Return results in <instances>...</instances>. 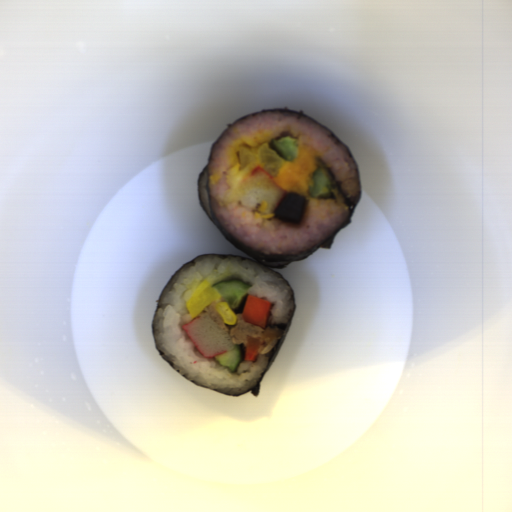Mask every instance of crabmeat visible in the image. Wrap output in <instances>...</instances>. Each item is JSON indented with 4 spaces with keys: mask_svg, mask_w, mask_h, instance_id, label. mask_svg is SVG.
<instances>
[{
    "mask_svg": "<svg viewBox=\"0 0 512 512\" xmlns=\"http://www.w3.org/2000/svg\"><path fill=\"white\" fill-rule=\"evenodd\" d=\"M286 193L259 165L250 170L237 184L235 194L240 204L262 214L274 213Z\"/></svg>",
    "mask_w": 512,
    "mask_h": 512,
    "instance_id": "1",
    "label": "crabmeat"
},
{
    "mask_svg": "<svg viewBox=\"0 0 512 512\" xmlns=\"http://www.w3.org/2000/svg\"><path fill=\"white\" fill-rule=\"evenodd\" d=\"M182 329L207 359L235 348L231 335L207 313L197 314Z\"/></svg>",
    "mask_w": 512,
    "mask_h": 512,
    "instance_id": "2",
    "label": "crabmeat"
}]
</instances>
